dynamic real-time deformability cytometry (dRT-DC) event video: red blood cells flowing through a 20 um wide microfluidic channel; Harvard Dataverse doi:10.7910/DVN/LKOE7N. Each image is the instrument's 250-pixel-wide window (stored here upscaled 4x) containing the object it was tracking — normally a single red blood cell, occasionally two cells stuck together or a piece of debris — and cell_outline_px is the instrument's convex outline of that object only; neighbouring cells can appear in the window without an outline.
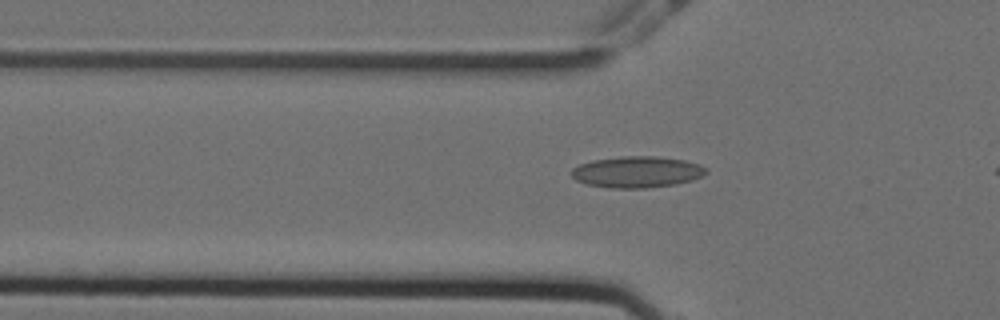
{"species": "Egyptian fruit bat (a non-hibernating species)", "species_latin": "Rousettus aegyptiacus", "temperature_condition": "cold", "stored_images_in_passage": 46, "camera_frame_rate_fps": 3000, "um_per_image_px": 0.085, "animal": {"sex": "female"}, "frame": {"image": 1, "passage_image": 15, "time_ms": 4.667, "image_size_px": [1000, 320], "cell_outline_px": [[708, 172], [700, 176], [676, 184], [644, 188], [608, 188], [588, 184], [576, 180], [568, 172], [572, 168], [580, 164], [592, 160], [620, 156], [656, 156], [684, 160], [700, 164], [708, 168]], "centroid_in_image_um": [54.11, 14.61], "position_along_channel_um": 71.7, "area_um2": 24.62}}
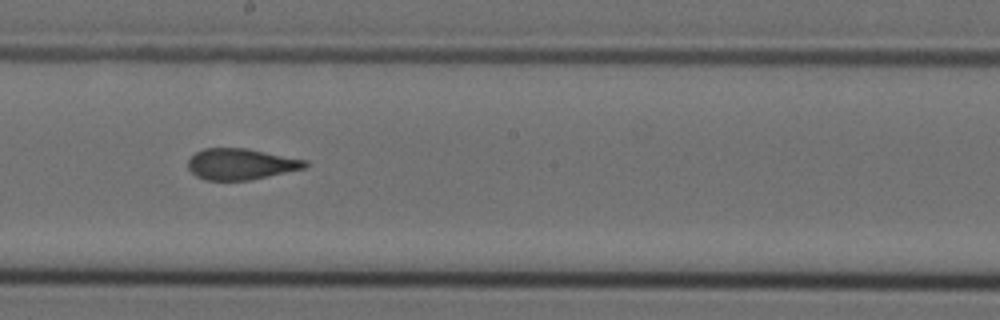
{"frame": {"image": 2, "passage_image": 28, "time_ms": 9.0, "image_size_px": [1000, 320], "cell_outline_px": [[308, 164], [304, 168], [252, 180], [204, 180], [196, 176], [188, 168], [188, 160], [196, 152], [204, 148], [244, 148], [308, 160]], "centroid_in_image_um": [20.46, 13.95], "position_along_channel_um": 227.7, "area_um2": 21.15}}
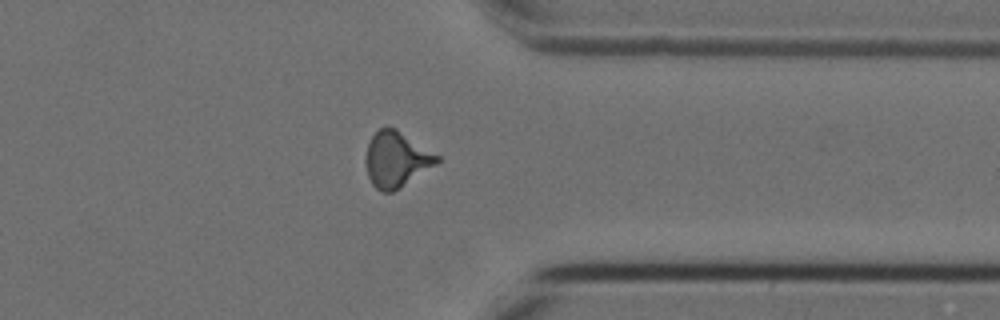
{"frame": {"image": 3, "passage_image": 41, "time_ms": 13.333, "image_size_px": [1000, 320], "cell_outline_px": [[440, 160], [436, 164], [400, 188], [392, 192], [380, 192], [372, 184], [368, 176], [364, 160], [364, 156], [368, 144], [372, 136], [380, 128], [396, 128], [440, 156]], "centroid_in_image_um": [33.67, 13.56], "position_along_channel_um": 377.7, "area_um2": 23.06}}